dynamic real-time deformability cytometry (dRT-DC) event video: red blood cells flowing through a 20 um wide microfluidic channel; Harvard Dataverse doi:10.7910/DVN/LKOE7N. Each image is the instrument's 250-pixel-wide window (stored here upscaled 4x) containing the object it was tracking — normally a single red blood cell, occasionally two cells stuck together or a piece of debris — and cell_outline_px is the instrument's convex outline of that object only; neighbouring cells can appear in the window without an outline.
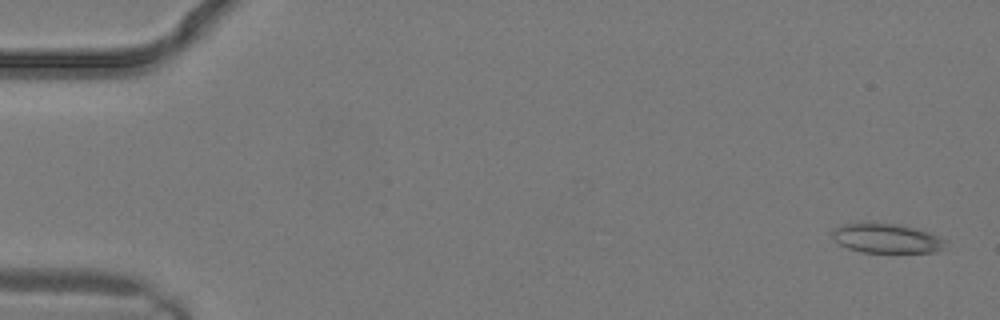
{"species": "common noctule bat (a hibernating species)", "species_latin": "Nyctalus noctula", "temperature_condition": "warm", "stored_images_in_passage": 3, "camera_frame_rate_fps": 3000, "um_per_image_px": 0.085, "animal": {"sex": "male", "body_mass_g": 19.2, "forearm_length_mm": 51.8}, "frame": {"image": 1, "passage_image": 1, "time_ms": 0.0, "image_size_px": [1000, 320], "cell_outline_px": [[944, 248], [936, 252], [864, 252], [848, 248], [840, 244], [832, 236], [832, 228], [844, 224], [860, 220], [900, 224], [928, 232], [944, 240]], "centroid_in_image_um": [75.28, 20.21], "position_along_channel_um": 9.7, "area_um2": 19.71}}